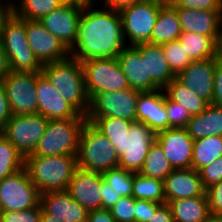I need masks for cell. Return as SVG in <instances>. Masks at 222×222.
I'll return each instance as SVG.
<instances>
[{
  "label": "cell",
  "instance_id": "cell-47",
  "mask_svg": "<svg viewBox=\"0 0 222 222\" xmlns=\"http://www.w3.org/2000/svg\"><path fill=\"white\" fill-rule=\"evenodd\" d=\"M12 112L7 99L6 90L2 81H0V130L11 119Z\"/></svg>",
  "mask_w": 222,
  "mask_h": 222
},
{
  "label": "cell",
  "instance_id": "cell-17",
  "mask_svg": "<svg viewBox=\"0 0 222 222\" xmlns=\"http://www.w3.org/2000/svg\"><path fill=\"white\" fill-rule=\"evenodd\" d=\"M38 114L48 120L86 119L51 85L48 79L37 73Z\"/></svg>",
  "mask_w": 222,
  "mask_h": 222
},
{
  "label": "cell",
  "instance_id": "cell-13",
  "mask_svg": "<svg viewBox=\"0 0 222 222\" xmlns=\"http://www.w3.org/2000/svg\"><path fill=\"white\" fill-rule=\"evenodd\" d=\"M156 134L144 123L133 122L129 134L122 140V154L118 167L132 172H140Z\"/></svg>",
  "mask_w": 222,
  "mask_h": 222
},
{
  "label": "cell",
  "instance_id": "cell-38",
  "mask_svg": "<svg viewBox=\"0 0 222 222\" xmlns=\"http://www.w3.org/2000/svg\"><path fill=\"white\" fill-rule=\"evenodd\" d=\"M162 49L172 72L176 76L193 62L189 56L186 55L184 48L178 40L162 45Z\"/></svg>",
  "mask_w": 222,
  "mask_h": 222
},
{
  "label": "cell",
  "instance_id": "cell-14",
  "mask_svg": "<svg viewBox=\"0 0 222 222\" xmlns=\"http://www.w3.org/2000/svg\"><path fill=\"white\" fill-rule=\"evenodd\" d=\"M82 2L67 0L39 21L52 35L57 37L69 50L78 35V24L83 7Z\"/></svg>",
  "mask_w": 222,
  "mask_h": 222
},
{
  "label": "cell",
  "instance_id": "cell-30",
  "mask_svg": "<svg viewBox=\"0 0 222 222\" xmlns=\"http://www.w3.org/2000/svg\"><path fill=\"white\" fill-rule=\"evenodd\" d=\"M218 40L219 37H208L193 32H182L178 37V41L184 48L186 55L192 61L216 58Z\"/></svg>",
  "mask_w": 222,
  "mask_h": 222
},
{
  "label": "cell",
  "instance_id": "cell-39",
  "mask_svg": "<svg viewBox=\"0 0 222 222\" xmlns=\"http://www.w3.org/2000/svg\"><path fill=\"white\" fill-rule=\"evenodd\" d=\"M165 108L168 114V128H185L192 117L182 105L172 101L166 94Z\"/></svg>",
  "mask_w": 222,
  "mask_h": 222
},
{
  "label": "cell",
  "instance_id": "cell-11",
  "mask_svg": "<svg viewBox=\"0 0 222 222\" xmlns=\"http://www.w3.org/2000/svg\"><path fill=\"white\" fill-rule=\"evenodd\" d=\"M2 82L12 115L38 114L37 73L10 71Z\"/></svg>",
  "mask_w": 222,
  "mask_h": 222
},
{
  "label": "cell",
  "instance_id": "cell-18",
  "mask_svg": "<svg viewBox=\"0 0 222 222\" xmlns=\"http://www.w3.org/2000/svg\"><path fill=\"white\" fill-rule=\"evenodd\" d=\"M67 192L88 212L102 209L101 173L77 168Z\"/></svg>",
  "mask_w": 222,
  "mask_h": 222
},
{
  "label": "cell",
  "instance_id": "cell-7",
  "mask_svg": "<svg viewBox=\"0 0 222 222\" xmlns=\"http://www.w3.org/2000/svg\"><path fill=\"white\" fill-rule=\"evenodd\" d=\"M163 5L164 3L159 0H142L119 11L127 45L150 41L157 16Z\"/></svg>",
  "mask_w": 222,
  "mask_h": 222
},
{
  "label": "cell",
  "instance_id": "cell-6",
  "mask_svg": "<svg viewBox=\"0 0 222 222\" xmlns=\"http://www.w3.org/2000/svg\"><path fill=\"white\" fill-rule=\"evenodd\" d=\"M0 41L11 71L41 73L43 65L35 57L26 38L25 19L14 14L6 23Z\"/></svg>",
  "mask_w": 222,
  "mask_h": 222
},
{
  "label": "cell",
  "instance_id": "cell-55",
  "mask_svg": "<svg viewBox=\"0 0 222 222\" xmlns=\"http://www.w3.org/2000/svg\"><path fill=\"white\" fill-rule=\"evenodd\" d=\"M160 2L164 3V4H171L173 3L175 0H159Z\"/></svg>",
  "mask_w": 222,
  "mask_h": 222
},
{
  "label": "cell",
  "instance_id": "cell-48",
  "mask_svg": "<svg viewBox=\"0 0 222 222\" xmlns=\"http://www.w3.org/2000/svg\"><path fill=\"white\" fill-rule=\"evenodd\" d=\"M15 14L14 0L2 1L0 0V36L4 30L6 23Z\"/></svg>",
  "mask_w": 222,
  "mask_h": 222
},
{
  "label": "cell",
  "instance_id": "cell-43",
  "mask_svg": "<svg viewBox=\"0 0 222 222\" xmlns=\"http://www.w3.org/2000/svg\"><path fill=\"white\" fill-rule=\"evenodd\" d=\"M205 193L212 218L222 217V181L208 187Z\"/></svg>",
  "mask_w": 222,
  "mask_h": 222
},
{
  "label": "cell",
  "instance_id": "cell-54",
  "mask_svg": "<svg viewBox=\"0 0 222 222\" xmlns=\"http://www.w3.org/2000/svg\"><path fill=\"white\" fill-rule=\"evenodd\" d=\"M217 57H218V60L222 62V33L218 40Z\"/></svg>",
  "mask_w": 222,
  "mask_h": 222
},
{
  "label": "cell",
  "instance_id": "cell-35",
  "mask_svg": "<svg viewBox=\"0 0 222 222\" xmlns=\"http://www.w3.org/2000/svg\"><path fill=\"white\" fill-rule=\"evenodd\" d=\"M67 0H14L15 15L21 19L40 20Z\"/></svg>",
  "mask_w": 222,
  "mask_h": 222
},
{
  "label": "cell",
  "instance_id": "cell-51",
  "mask_svg": "<svg viewBox=\"0 0 222 222\" xmlns=\"http://www.w3.org/2000/svg\"><path fill=\"white\" fill-rule=\"evenodd\" d=\"M102 1L103 7L120 11L122 8L133 5L142 0H99Z\"/></svg>",
  "mask_w": 222,
  "mask_h": 222
},
{
  "label": "cell",
  "instance_id": "cell-53",
  "mask_svg": "<svg viewBox=\"0 0 222 222\" xmlns=\"http://www.w3.org/2000/svg\"><path fill=\"white\" fill-rule=\"evenodd\" d=\"M40 222H63V221H61L55 215L46 214L42 211Z\"/></svg>",
  "mask_w": 222,
  "mask_h": 222
},
{
  "label": "cell",
  "instance_id": "cell-50",
  "mask_svg": "<svg viewBox=\"0 0 222 222\" xmlns=\"http://www.w3.org/2000/svg\"><path fill=\"white\" fill-rule=\"evenodd\" d=\"M87 222H116L109 209H97L90 211Z\"/></svg>",
  "mask_w": 222,
  "mask_h": 222
},
{
  "label": "cell",
  "instance_id": "cell-25",
  "mask_svg": "<svg viewBox=\"0 0 222 222\" xmlns=\"http://www.w3.org/2000/svg\"><path fill=\"white\" fill-rule=\"evenodd\" d=\"M134 172L116 167L101 173L102 209H111L121 198L132 196Z\"/></svg>",
  "mask_w": 222,
  "mask_h": 222
},
{
  "label": "cell",
  "instance_id": "cell-46",
  "mask_svg": "<svg viewBox=\"0 0 222 222\" xmlns=\"http://www.w3.org/2000/svg\"><path fill=\"white\" fill-rule=\"evenodd\" d=\"M211 104L218 107H222V62L218 60V57H216L214 92Z\"/></svg>",
  "mask_w": 222,
  "mask_h": 222
},
{
  "label": "cell",
  "instance_id": "cell-40",
  "mask_svg": "<svg viewBox=\"0 0 222 222\" xmlns=\"http://www.w3.org/2000/svg\"><path fill=\"white\" fill-rule=\"evenodd\" d=\"M116 222H135V198L121 197L110 209Z\"/></svg>",
  "mask_w": 222,
  "mask_h": 222
},
{
  "label": "cell",
  "instance_id": "cell-3",
  "mask_svg": "<svg viewBox=\"0 0 222 222\" xmlns=\"http://www.w3.org/2000/svg\"><path fill=\"white\" fill-rule=\"evenodd\" d=\"M24 168L40 194L67 191L77 166V156H25Z\"/></svg>",
  "mask_w": 222,
  "mask_h": 222
},
{
  "label": "cell",
  "instance_id": "cell-52",
  "mask_svg": "<svg viewBox=\"0 0 222 222\" xmlns=\"http://www.w3.org/2000/svg\"><path fill=\"white\" fill-rule=\"evenodd\" d=\"M10 71L9 61L0 41V81H2Z\"/></svg>",
  "mask_w": 222,
  "mask_h": 222
},
{
  "label": "cell",
  "instance_id": "cell-23",
  "mask_svg": "<svg viewBox=\"0 0 222 222\" xmlns=\"http://www.w3.org/2000/svg\"><path fill=\"white\" fill-rule=\"evenodd\" d=\"M163 183L166 203L176 199L206 196L200 174L192 168L174 169Z\"/></svg>",
  "mask_w": 222,
  "mask_h": 222
},
{
  "label": "cell",
  "instance_id": "cell-9",
  "mask_svg": "<svg viewBox=\"0 0 222 222\" xmlns=\"http://www.w3.org/2000/svg\"><path fill=\"white\" fill-rule=\"evenodd\" d=\"M40 205V192L25 168L0 181V211H20Z\"/></svg>",
  "mask_w": 222,
  "mask_h": 222
},
{
  "label": "cell",
  "instance_id": "cell-26",
  "mask_svg": "<svg viewBox=\"0 0 222 222\" xmlns=\"http://www.w3.org/2000/svg\"><path fill=\"white\" fill-rule=\"evenodd\" d=\"M134 46L140 51L142 58H146L147 77H151L160 89H164L176 78L164 56L162 45L140 43Z\"/></svg>",
  "mask_w": 222,
  "mask_h": 222
},
{
  "label": "cell",
  "instance_id": "cell-27",
  "mask_svg": "<svg viewBox=\"0 0 222 222\" xmlns=\"http://www.w3.org/2000/svg\"><path fill=\"white\" fill-rule=\"evenodd\" d=\"M167 204L174 222H209L212 219L207 196L176 199Z\"/></svg>",
  "mask_w": 222,
  "mask_h": 222
},
{
  "label": "cell",
  "instance_id": "cell-29",
  "mask_svg": "<svg viewBox=\"0 0 222 222\" xmlns=\"http://www.w3.org/2000/svg\"><path fill=\"white\" fill-rule=\"evenodd\" d=\"M181 34L182 28L176 9L171 4H164L160 8L148 43L164 45L168 42L178 40Z\"/></svg>",
  "mask_w": 222,
  "mask_h": 222
},
{
  "label": "cell",
  "instance_id": "cell-2",
  "mask_svg": "<svg viewBox=\"0 0 222 222\" xmlns=\"http://www.w3.org/2000/svg\"><path fill=\"white\" fill-rule=\"evenodd\" d=\"M41 73L69 104L87 116L90 98L87 94L83 67L79 60L67 58L43 64Z\"/></svg>",
  "mask_w": 222,
  "mask_h": 222
},
{
  "label": "cell",
  "instance_id": "cell-20",
  "mask_svg": "<svg viewBox=\"0 0 222 222\" xmlns=\"http://www.w3.org/2000/svg\"><path fill=\"white\" fill-rule=\"evenodd\" d=\"M116 58L130 88L140 92L160 89L151 77H147L146 58H142L134 45H126Z\"/></svg>",
  "mask_w": 222,
  "mask_h": 222
},
{
  "label": "cell",
  "instance_id": "cell-37",
  "mask_svg": "<svg viewBox=\"0 0 222 222\" xmlns=\"http://www.w3.org/2000/svg\"><path fill=\"white\" fill-rule=\"evenodd\" d=\"M24 168V157L0 132V181Z\"/></svg>",
  "mask_w": 222,
  "mask_h": 222
},
{
  "label": "cell",
  "instance_id": "cell-10",
  "mask_svg": "<svg viewBox=\"0 0 222 222\" xmlns=\"http://www.w3.org/2000/svg\"><path fill=\"white\" fill-rule=\"evenodd\" d=\"M48 122L41 114L12 115L0 132L25 157L34 151Z\"/></svg>",
  "mask_w": 222,
  "mask_h": 222
},
{
  "label": "cell",
  "instance_id": "cell-22",
  "mask_svg": "<svg viewBox=\"0 0 222 222\" xmlns=\"http://www.w3.org/2000/svg\"><path fill=\"white\" fill-rule=\"evenodd\" d=\"M174 8L177 11L182 32H193L208 37H220L222 33V10Z\"/></svg>",
  "mask_w": 222,
  "mask_h": 222
},
{
  "label": "cell",
  "instance_id": "cell-36",
  "mask_svg": "<svg viewBox=\"0 0 222 222\" xmlns=\"http://www.w3.org/2000/svg\"><path fill=\"white\" fill-rule=\"evenodd\" d=\"M173 170L162 148L155 141L150 146L144 165L139 173L147 177L164 180Z\"/></svg>",
  "mask_w": 222,
  "mask_h": 222
},
{
  "label": "cell",
  "instance_id": "cell-33",
  "mask_svg": "<svg viewBox=\"0 0 222 222\" xmlns=\"http://www.w3.org/2000/svg\"><path fill=\"white\" fill-rule=\"evenodd\" d=\"M219 157H222V136H207L194 140L192 169L199 171Z\"/></svg>",
  "mask_w": 222,
  "mask_h": 222
},
{
  "label": "cell",
  "instance_id": "cell-16",
  "mask_svg": "<svg viewBox=\"0 0 222 222\" xmlns=\"http://www.w3.org/2000/svg\"><path fill=\"white\" fill-rule=\"evenodd\" d=\"M155 141L173 169L192 168L194 140L186 128H168L156 134Z\"/></svg>",
  "mask_w": 222,
  "mask_h": 222
},
{
  "label": "cell",
  "instance_id": "cell-28",
  "mask_svg": "<svg viewBox=\"0 0 222 222\" xmlns=\"http://www.w3.org/2000/svg\"><path fill=\"white\" fill-rule=\"evenodd\" d=\"M185 128L193 140L222 136V107L209 104L203 112L193 115Z\"/></svg>",
  "mask_w": 222,
  "mask_h": 222
},
{
  "label": "cell",
  "instance_id": "cell-4",
  "mask_svg": "<svg viewBox=\"0 0 222 222\" xmlns=\"http://www.w3.org/2000/svg\"><path fill=\"white\" fill-rule=\"evenodd\" d=\"M119 155L109 139L90 122L83 125L78 145L77 166L86 171L103 173L118 167Z\"/></svg>",
  "mask_w": 222,
  "mask_h": 222
},
{
  "label": "cell",
  "instance_id": "cell-58",
  "mask_svg": "<svg viewBox=\"0 0 222 222\" xmlns=\"http://www.w3.org/2000/svg\"><path fill=\"white\" fill-rule=\"evenodd\" d=\"M218 222H222V217L216 219Z\"/></svg>",
  "mask_w": 222,
  "mask_h": 222
},
{
  "label": "cell",
  "instance_id": "cell-34",
  "mask_svg": "<svg viewBox=\"0 0 222 222\" xmlns=\"http://www.w3.org/2000/svg\"><path fill=\"white\" fill-rule=\"evenodd\" d=\"M132 196L139 200L166 203L163 180L134 172Z\"/></svg>",
  "mask_w": 222,
  "mask_h": 222
},
{
  "label": "cell",
  "instance_id": "cell-21",
  "mask_svg": "<svg viewBox=\"0 0 222 222\" xmlns=\"http://www.w3.org/2000/svg\"><path fill=\"white\" fill-rule=\"evenodd\" d=\"M136 121L144 123L155 134L168 129L164 89L139 93Z\"/></svg>",
  "mask_w": 222,
  "mask_h": 222
},
{
  "label": "cell",
  "instance_id": "cell-41",
  "mask_svg": "<svg viewBox=\"0 0 222 222\" xmlns=\"http://www.w3.org/2000/svg\"><path fill=\"white\" fill-rule=\"evenodd\" d=\"M41 205L20 211H0V222H40Z\"/></svg>",
  "mask_w": 222,
  "mask_h": 222
},
{
  "label": "cell",
  "instance_id": "cell-24",
  "mask_svg": "<svg viewBox=\"0 0 222 222\" xmlns=\"http://www.w3.org/2000/svg\"><path fill=\"white\" fill-rule=\"evenodd\" d=\"M40 205L46 214L55 215L63 222H87L89 212L67 191L40 194Z\"/></svg>",
  "mask_w": 222,
  "mask_h": 222
},
{
  "label": "cell",
  "instance_id": "cell-12",
  "mask_svg": "<svg viewBox=\"0 0 222 222\" xmlns=\"http://www.w3.org/2000/svg\"><path fill=\"white\" fill-rule=\"evenodd\" d=\"M139 93L132 88L99 93L90 100L86 117H116L135 122Z\"/></svg>",
  "mask_w": 222,
  "mask_h": 222
},
{
  "label": "cell",
  "instance_id": "cell-32",
  "mask_svg": "<svg viewBox=\"0 0 222 222\" xmlns=\"http://www.w3.org/2000/svg\"><path fill=\"white\" fill-rule=\"evenodd\" d=\"M164 92L172 101L182 105L191 116L200 114L209 105L206 100L181 84L176 78L164 88Z\"/></svg>",
  "mask_w": 222,
  "mask_h": 222
},
{
  "label": "cell",
  "instance_id": "cell-8",
  "mask_svg": "<svg viewBox=\"0 0 222 222\" xmlns=\"http://www.w3.org/2000/svg\"><path fill=\"white\" fill-rule=\"evenodd\" d=\"M81 64L90 100L99 93L130 88L116 57L94 58Z\"/></svg>",
  "mask_w": 222,
  "mask_h": 222
},
{
  "label": "cell",
  "instance_id": "cell-15",
  "mask_svg": "<svg viewBox=\"0 0 222 222\" xmlns=\"http://www.w3.org/2000/svg\"><path fill=\"white\" fill-rule=\"evenodd\" d=\"M25 30L29 46L42 65L70 57V50L45 29L39 20L25 19Z\"/></svg>",
  "mask_w": 222,
  "mask_h": 222
},
{
  "label": "cell",
  "instance_id": "cell-57",
  "mask_svg": "<svg viewBox=\"0 0 222 222\" xmlns=\"http://www.w3.org/2000/svg\"><path fill=\"white\" fill-rule=\"evenodd\" d=\"M95 1H99V0H89V3H94V4H96Z\"/></svg>",
  "mask_w": 222,
  "mask_h": 222
},
{
  "label": "cell",
  "instance_id": "cell-5",
  "mask_svg": "<svg viewBox=\"0 0 222 222\" xmlns=\"http://www.w3.org/2000/svg\"><path fill=\"white\" fill-rule=\"evenodd\" d=\"M87 119L49 120L45 133L28 156H77L79 137Z\"/></svg>",
  "mask_w": 222,
  "mask_h": 222
},
{
  "label": "cell",
  "instance_id": "cell-45",
  "mask_svg": "<svg viewBox=\"0 0 222 222\" xmlns=\"http://www.w3.org/2000/svg\"><path fill=\"white\" fill-rule=\"evenodd\" d=\"M161 203L135 199V222H148Z\"/></svg>",
  "mask_w": 222,
  "mask_h": 222
},
{
  "label": "cell",
  "instance_id": "cell-19",
  "mask_svg": "<svg viewBox=\"0 0 222 222\" xmlns=\"http://www.w3.org/2000/svg\"><path fill=\"white\" fill-rule=\"evenodd\" d=\"M215 68L216 58L193 61L176 76V79L211 104Z\"/></svg>",
  "mask_w": 222,
  "mask_h": 222
},
{
  "label": "cell",
  "instance_id": "cell-44",
  "mask_svg": "<svg viewBox=\"0 0 222 222\" xmlns=\"http://www.w3.org/2000/svg\"><path fill=\"white\" fill-rule=\"evenodd\" d=\"M171 5L195 10H222V0H175Z\"/></svg>",
  "mask_w": 222,
  "mask_h": 222
},
{
  "label": "cell",
  "instance_id": "cell-49",
  "mask_svg": "<svg viewBox=\"0 0 222 222\" xmlns=\"http://www.w3.org/2000/svg\"><path fill=\"white\" fill-rule=\"evenodd\" d=\"M148 222H174L169 205L167 203L161 204Z\"/></svg>",
  "mask_w": 222,
  "mask_h": 222
},
{
  "label": "cell",
  "instance_id": "cell-56",
  "mask_svg": "<svg viewBox=\"0 0 222 222\" xmlns=\"http://www.w3.org/2000/svg\"><path fill=\"white\" fill-rule=\"evenodd\" d=\"M73 1H79V2H82L84 4H88L89 3V0H73Z\"/></svg>",
  "mask_w": 222,
  "mask_h": 222
},
{
  "label": "cell",
  "instance_id": "cell-59",
  "mask_svg": "<svg viewBox=\"0 0 222 222\" xmlns=\"http://www.w3.org/2000/svg\"><path fill=\"white\" fill-rule=\"evenodd\" d=\"M209 222H218V221L212 218Z\"/></svg>",
  "mask_w": 222,
  "mask_h": 222
},
{
  "label": "cell",
  "instance_id": "cell-31",
  "mask_svg": "<svg viewBox=\"0 0 222 222\" xmlns=\"http://www.w3.org/2000/svg\"><path fill=\"white\" fill-rule=\"evenodd\" d=\"M86 119L109 139L120 156L122 154V140L126 134H129L133 121L116 117H86Z\"/></svg>",
  "mask_w": 222,
  "mask_h": 222
},
{
  "label": "cell",
  "instance_id": "cell-42",
  "mask_svg": "<svg viewBox=\"0 0 222 222\" xmlns=\"http://www.w3.org/2000/svg\"><path fill=\"white\" fill-rule=\"evenodd\" d=\"M198 172L205 189L222 181V157H219L209 165L204 166Z\"/></svg>",
  "mask_w": 222,
  "mask_h": 222
},
{
  "label": "cell",
  "instance_id": "cell-1",
  "mask_svg": "<svg viewBox=\"0 0 222 222\" xmlns=\"http://www.w3.org/2000/svg\"><path fill=\"white\" fill-rule=\"evenodd\" d=\"M96 7V8H95ZM127 45L120 12L94 3L83 4L78 35L70 57L84 62L94 58H114Z\"/></svg>",
  "mask_w": 222,
  "mask_h": 222
}]
</instances>
